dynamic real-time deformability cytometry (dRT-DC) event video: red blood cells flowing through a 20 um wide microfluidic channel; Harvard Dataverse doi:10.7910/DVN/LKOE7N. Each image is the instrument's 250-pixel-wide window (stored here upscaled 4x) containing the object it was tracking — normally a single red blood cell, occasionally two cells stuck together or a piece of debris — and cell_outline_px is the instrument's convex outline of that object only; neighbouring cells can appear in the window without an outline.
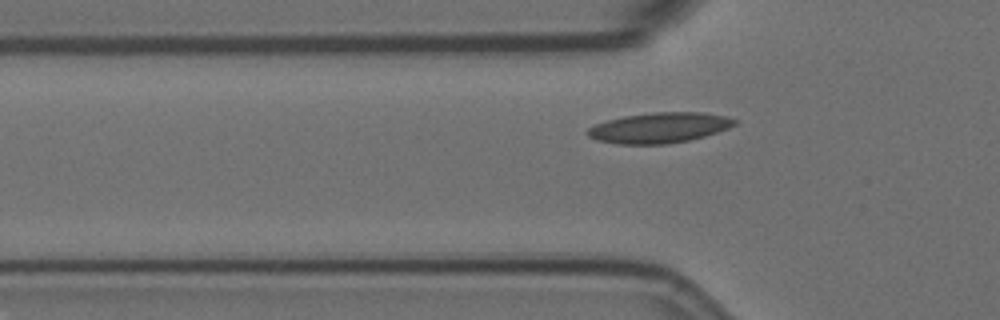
{"species": "Egyptian fruit bat (a non-hibernating species)", "species_latin": "Rousettus aegyptiacus", "temperature_condition": "room temperature", "stored_images_in_passage": 38, "camera_frame_rate_fps": 3000, "um_per_image_px": 0.085, "animal": {"sex": "female"}, "frame": {"image": 1, "passage_image": 5, "time_ms": 1.333, "image_size_px": [1000, 320], "cell_outline_px": [[736, 124], [728, 128], [704, 136], [688, 140], [668, 144], [616, 144], [596, 140], [588, 136], [584, 132], [588, 128], [596, 124], [608, 120], [624, 116], [652, 112], [700, 112], [724, 116], [736, 120]], "centroid_in_image_um": [55.99, 10.86], "position_along_channel_um": 69.8, "area_um2": 25.95}}
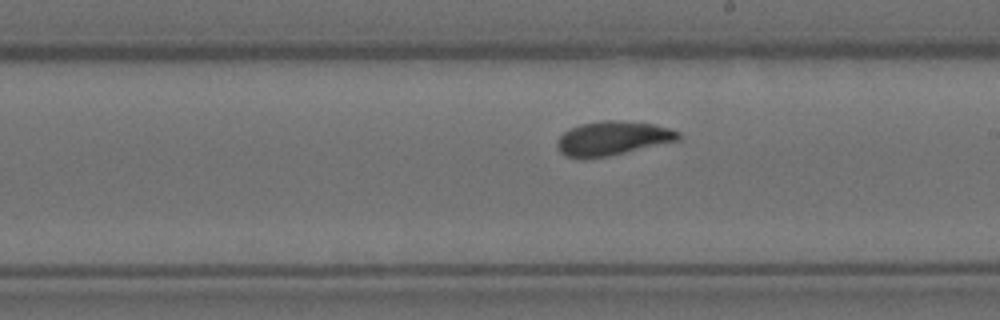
{"frame": {"image": 2, "passage_image": 19, "time_ms": 6.0, "image_size_px": [1000, 320], "cell_outline_px": [[680, 140], [608, 156], [584, 160], [580, 160], [568, 156], [560, 152], [556, 144], [556, 140], [564, 132], [580, 124], [600, 120], [612, 120], [652, 124], [668, 128], [680, 132]], "centroid_in_image_um": [52.03, 11.77], "position_along_channel_um": 237.0, "area_um2": 24.1}}
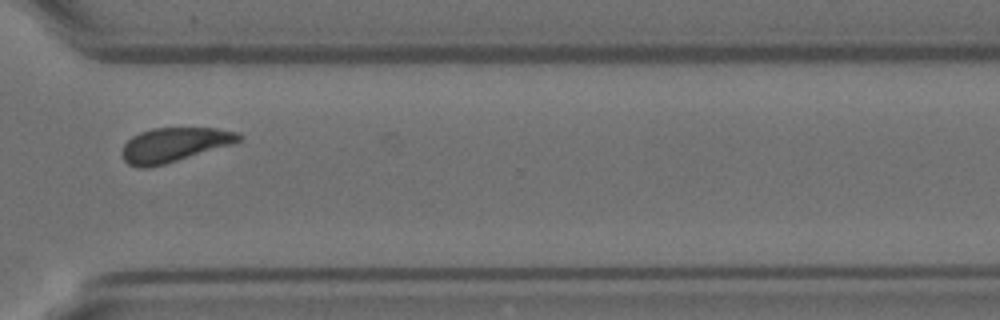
{"frame": {"image": 3, "passage_image": 29, "time_ms": 9.333, "image_size_px": [1000, 320], "cell_outline_px": [[244, 136], [240, 140], [232, 144], [164, 164], [148, 168], [140, 168], [128, 164], [124, 160], [120, 152], [124, 144], [132, 136], [140, 132], [152, 128], [216, 128], [240, 132]], "centroid_in_image_um": [14.79, 12.3], "position_along_channel_um": 355.8, "area_um2": 23.35}, "authors_computed_cell_mechanics": {"area_um2": 23.7847, "velocity_mm_per_s": 3.5627, "shape_relaxation_time_tau1_ms": 4.1636, "shape_relaxation_time_tau2_ms": 1.9572, "deformation_change_tau1": 0.1192, "deformation_change_tau2": 0.0634}}